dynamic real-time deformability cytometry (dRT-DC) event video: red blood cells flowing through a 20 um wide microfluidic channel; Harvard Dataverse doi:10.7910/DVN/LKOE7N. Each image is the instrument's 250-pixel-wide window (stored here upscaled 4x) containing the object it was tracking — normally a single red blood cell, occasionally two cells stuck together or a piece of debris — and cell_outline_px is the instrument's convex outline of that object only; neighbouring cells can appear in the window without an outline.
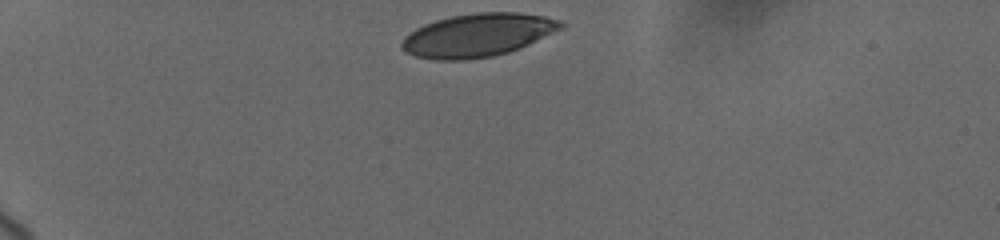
{"species": "human", "species_latin": "Homo sapiens", "temperature_condition": "cold", "stored_images_in_passage": 5, "camera_frame_rate_fps": 3000, "um_per_image_px": 0.085, "donor": {"sex": "female"}, "frame": {"image": 1, "passage_image": 1, "time_ms": 0.0, "image_size_px": [1000, 240], "cell_outline_px": [[564, 28], [528, 44], [508, 52], [492, 56], [464, 60], [436, 60], [416, 56], [400, 48], [400, 44], [404, 36], [416, 28], [424, 24], [436, 20], [452, 16], [476, 12], [520, 12], [544, 16], [560, 20], [564, 24]], "centroid_in_image_um": [40.6, 2.98], "position_along_channel_um": 44.4, "area_um2": 40.0}}
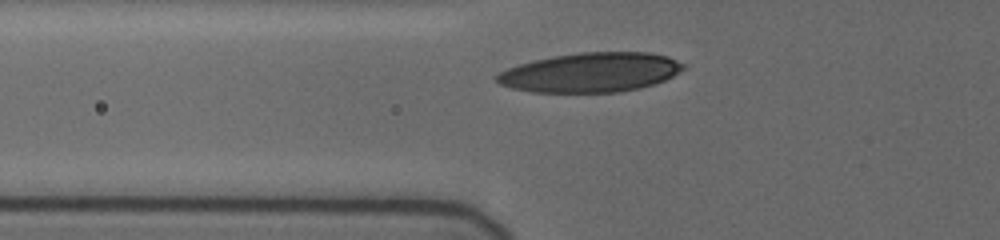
{"frame": {"image": 2, "passage_image": 5, "time_ms": 2.333, "image_size_px": [1000, 240], "cell_outline_px": [[684, 68], [680, 72], [664, 80], [640, 88], [616, 92], [532, 92], [512, 88], [500, 84], [496, 80], [496, 76], [500, 72], [508, 68], [532, 60], [580, 52], [648, 52], [668, 56], [684, 64]], "centroid_in_image_um": [50.21, 6.15], "position_along_channel_um": 75.6, "area_um2": 42.66}}